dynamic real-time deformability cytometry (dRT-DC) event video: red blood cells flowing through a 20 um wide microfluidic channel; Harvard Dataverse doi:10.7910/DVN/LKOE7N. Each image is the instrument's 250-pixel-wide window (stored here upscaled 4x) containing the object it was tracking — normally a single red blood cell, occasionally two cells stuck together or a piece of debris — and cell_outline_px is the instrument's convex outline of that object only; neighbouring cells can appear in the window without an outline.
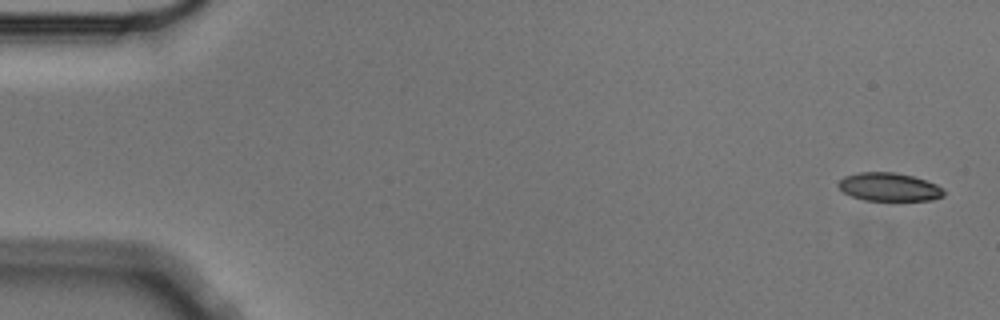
{"species": "Egyptian fruit bat (a non-hibernating species)", "species_latin": "Rousettus aegyptiacus", "temperature_condition": "cold", "stored_images_in_passage": 5, "camera_frame_rate_fps": 3000, "um_per_image_px": 0.085, "animal": {"sex": "male"}, "frame": {"image": 1, "passage_image": 1, "time_ms": 0.0, "image_size_px": [1000, 320], "cell_outline_px": [[944, 196], [932, 200], [864, 200], [852, 196], [844, 192], [836, 184], [844, 176], [860, 172], [892, 172], [912, 176], [936, 184], [944, 188]], "centroid_in_image_um": [75.58, 15.89], "position_along_channel_um": 9.4, "area_um2": 17.28}}
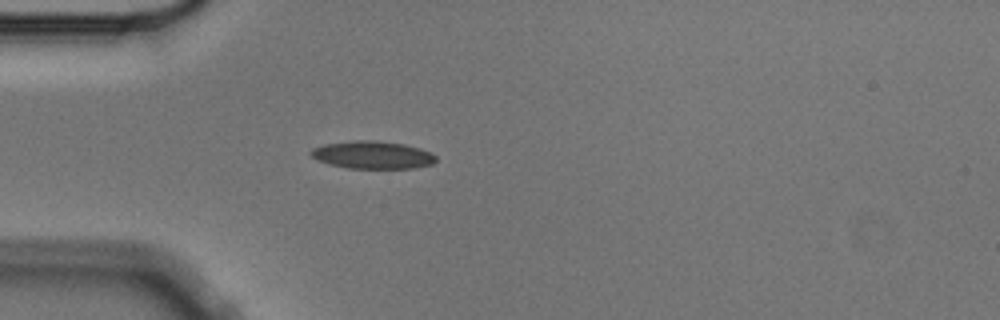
{"frame": {"image": 2, "passage_image": 5, "time_ms": 1.333, "image_size_px": [1000, 320], "cell_outline_px": [[436, 160], [432, 164], [416, 168], [348, 168], [328, 164], [312, 156], [308, 152], [312, 148], [324, 144], [352, 140], [376, 140], [404, 144], [420, 148], [432, 152], [436, 156]], "centroid_in_image_um": [31.68, 13.16], "position_along_channel_um": 53.3, "area_um2": 20.29}}